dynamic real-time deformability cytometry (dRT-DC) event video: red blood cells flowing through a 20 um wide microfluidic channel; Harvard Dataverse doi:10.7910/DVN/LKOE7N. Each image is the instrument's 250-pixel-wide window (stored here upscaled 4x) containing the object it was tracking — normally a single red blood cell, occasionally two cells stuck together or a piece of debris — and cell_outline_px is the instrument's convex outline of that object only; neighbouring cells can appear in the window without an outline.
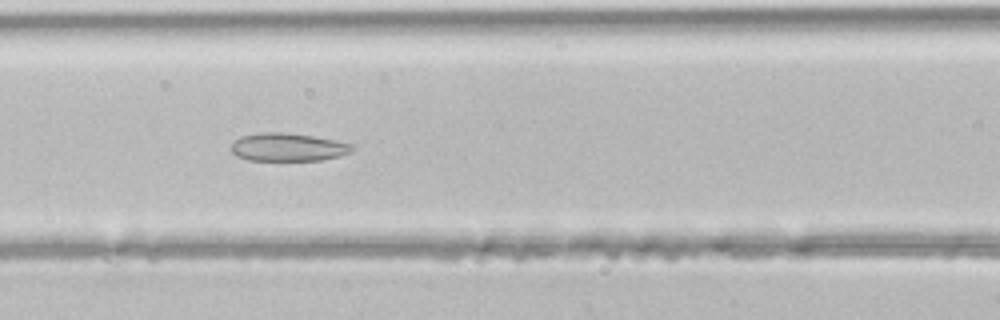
{"species": "common noctule bat (a hibernating species)", "species_latin": "Nyctalus noctula", "temperature_condition": "room temperature", "stored_images_in_passage": 33, "camera_frame_rate_fps": 3000, "um_per_image_px": 0.085, "animal": {"sex": "male", "body_mass_g": 21.5, "forearm_length_mm": 52.0}, "frame": {"image": 1, "passage_image": 7, "time_ms": 2.0, "image_size_px": [1000, 320], "cell_outline_px": [[356, 148], [352, 152], [340, 156], [320, 160], [248, 160], [236, 156], [232, 152], [232, 144], [240, 136], [260, 132], [284, 132], [312, 136], [336, 140], [352, 144]], "centroid_in_image_um": [24.5, 12.5], "position_along_channel_um": 142.1, "area_um2": 19.88}}
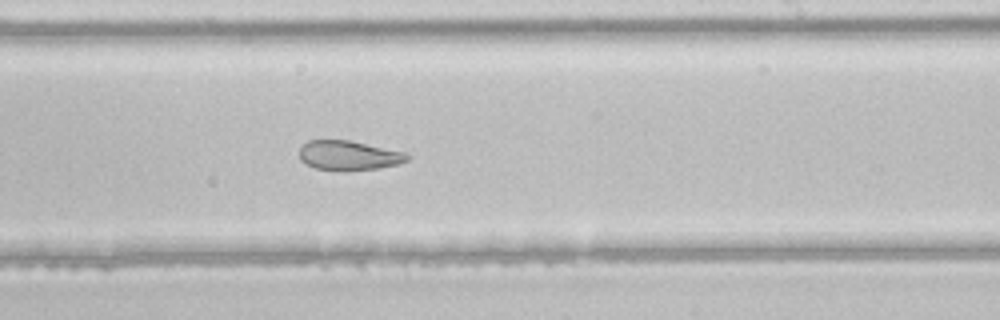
{"frame": {"image": 2, "passage_image": 15, "time_ms": 4.667, "image_size_px": [1000, 320], "cell_outline_px": [[412, 156], [408, 160], [400, 164], [380, 168], [316, 168], [300, 160], [300, 148], [308, 140], [348, 140], [404, 152]], "centroid_in_image_um": [29.68, 13.17], "position_along_channel_um": 259.3, "area_um2": 17.8}}
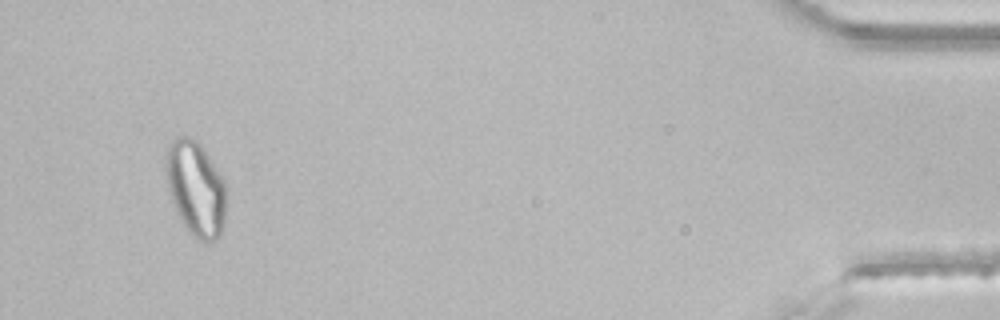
{"frame": {"image": 3, "passage_image": 31, "time_ms": 10.0, "image_size_px": [1000, 320], "cell_outline_px": [[224, 224], [216, 240], [208, 244], [204, 244], [184, 224], [176, 212], [172, 200], [168, 184], [164, 164], [164, 160], [168, 144], [176, 136], [188, 136], [196, 140], [200, 144], [224, 180]], "centroid_in_image_um": [16.61, 15.99], "position_along_channel_um": 418.6, "area_um2": 32.95}}